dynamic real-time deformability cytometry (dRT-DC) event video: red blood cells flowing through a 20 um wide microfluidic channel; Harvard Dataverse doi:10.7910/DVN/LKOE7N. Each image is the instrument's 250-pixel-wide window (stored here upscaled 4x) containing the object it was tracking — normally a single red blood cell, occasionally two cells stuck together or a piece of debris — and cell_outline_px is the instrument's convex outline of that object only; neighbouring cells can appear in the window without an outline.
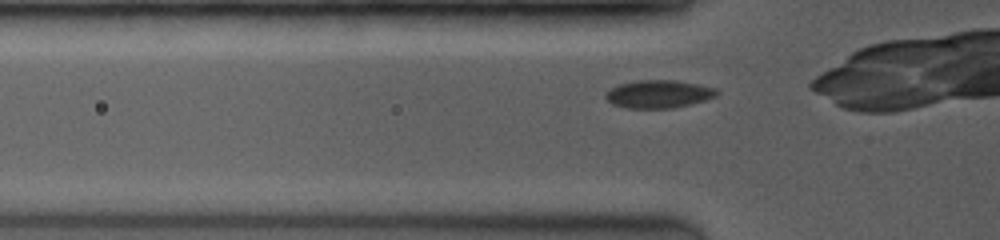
{"species": "common noctule bat (a hibernating species)", "species_latin": "Nyctalus noctula", "temperature_condition": "room temperature", "stored_images_in_passage": 29, "camera_frame_rate_fps": 3500, "um_per_image_px": 0.085, "animal": {"sex": "female", "body_mass_g": 19.0, "forearm_length_mm": 53.3}, "frame": {"image": 1, "passage_image": 2, "time_ms": 0.286, "image_size_px": [1000, 240], "cell_outline_px": [[720, 92], [716, 96], [704, 100], [672, 108], [628, 108], [612, 104], [604, 96], [604, 92], [620, 84], [636, 80], [672, 80], [696, 84], [716, 88]], "centroid_in_image_um": [55.95, 7.99], "position_along_channel_um": 69.8, "area_um2": 17.92}}
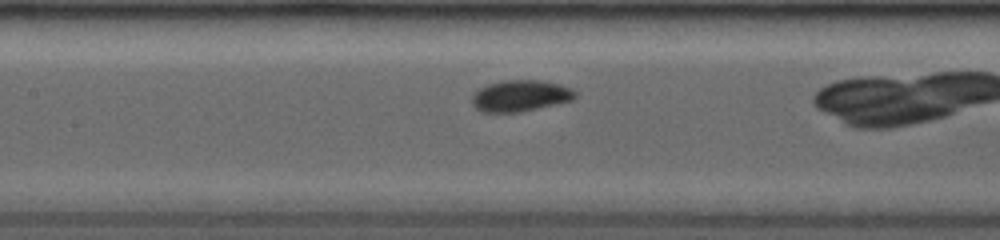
{"frame": {"image": 2, "passage_image": 11, "time_ms": 2.571, "image_size_px": [1000, 240], "cell_outline_px": [[576, 96], [572, 100], [556, 104], [520, 112], [480, 112], [472, 104], [472, 96], [480, 88], [488, 84], [504, 80], [536, 80], [560, 84], [572, 88], [576, 92]], "centroid_in_image_um": [44.23, 8.14], "position_along_channel_um": 163.2, "area_um2": 18.79}}
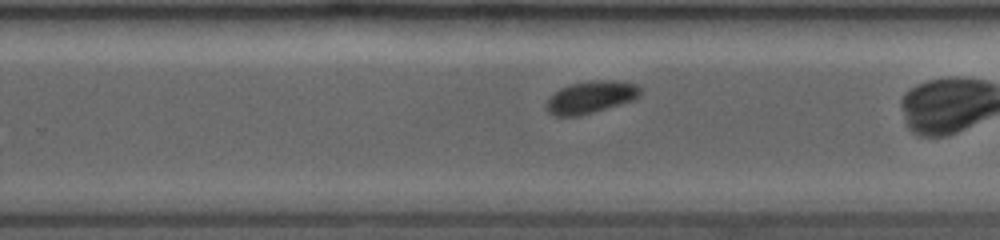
{"frame": {"image": 3, "passage_image": 22, "time_ms": 5.429, "image_size_px": [1000, 240], "cell_outline_px": [[640, 96], [632, 100], [620, 104], [580, 116], [552, 116], [544, 108], [548, 100], [560, 88], [572, 84], [592, 80], [612, 80], [636, 84], [640, 88]], "centroid_in_image_um": [50.19, 8.27], "position_along_channel_um": 279.6, "area_um2": 17.51}}